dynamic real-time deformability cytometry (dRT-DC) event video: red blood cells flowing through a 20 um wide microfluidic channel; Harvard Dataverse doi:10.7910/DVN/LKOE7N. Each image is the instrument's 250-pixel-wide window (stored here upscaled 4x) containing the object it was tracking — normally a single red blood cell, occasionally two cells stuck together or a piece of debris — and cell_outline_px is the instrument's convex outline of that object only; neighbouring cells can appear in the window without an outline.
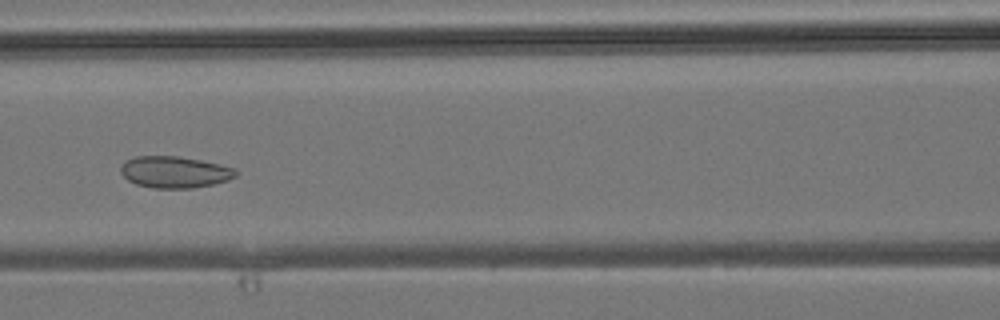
{"species": "common noctule bat (a hibernating species)", "species_latin": "Nyctalus noctula", "temperature_condition": "room temperature", "stored_images_in_passage": 46, "camera_frame_rate_fps": 3000, "um_per_image_px": 0.085, "animal": {"sex": "male", "body_mass_g": 19.2, "forearm_length_mm": 51.8}, "frame": {"image": 1, "passage_image": 20, "time_ms": 6.333, "image_size_px": [1000, 320], "cell_outline_px": [[236, 176], [228, 180], [212, 184], [192, 188], [152, 188], [136, 184], [128, 180], [120, 172], [120, 168], [128, 160], [136, 156], [180, 156], [220, 164], [236, 168]], "centroid_in_image_um": [14.86, 14.62], "position_along_channel_um": 151.7, "area_um2": 21.1}}
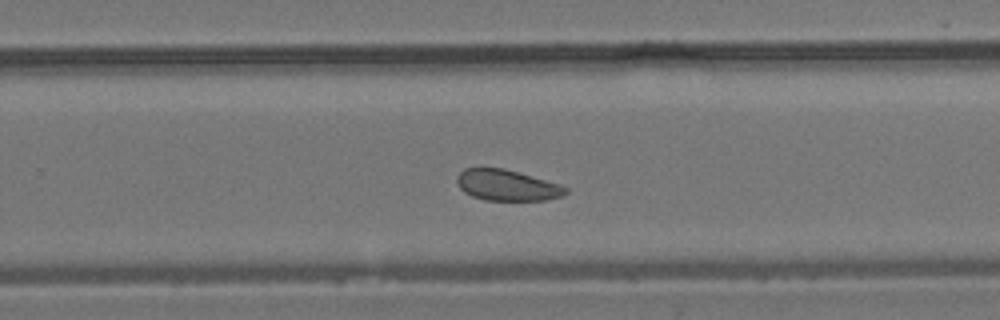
{"frame": {"image": 2, "passage_image": 29, "time_ms": 9.333, "image_size_px": [1000, 320], "cell_outline_px": [[568, 192], [560, 196], [548, 200], [484, 200], [472, 196], [464, 192], [460, 188], [456, 180], [456, 176], [464, 168], [504, 168], [560, 184], [568, 188]], "centroid_in_image_um": [43.08, 15.74], "position_along_channel_um": 286.7, "area_um2": 19.59}}
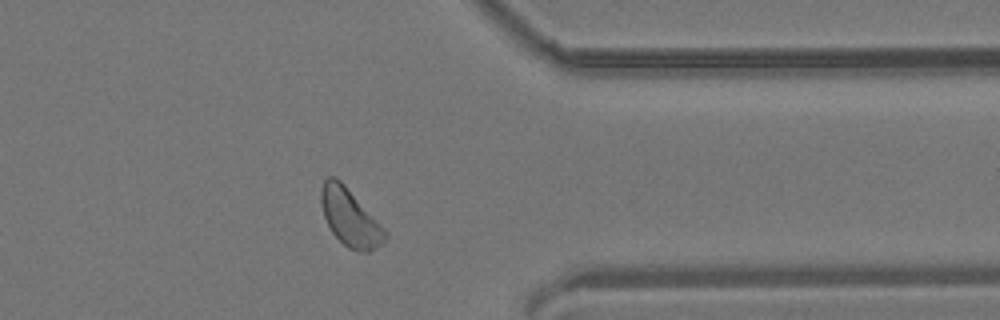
{"frame": {"image": 3, "passage_image": 36, "time_ms": 11.667, "image_size_px": [1000, 320], "cell_outline_px": [[388, 236], [380, 244], [368, 252], [360, 252], [348, 248], [332, 232], [324, 216], [320, 200], [320, 188], [324, 180], [328, 176], [336, 176], [344, 184], [388, 232]], "centroid_in_image_um": [29.73, 18.47], "position_along_channel_um": 381.7, "area_um2": 21.15}}